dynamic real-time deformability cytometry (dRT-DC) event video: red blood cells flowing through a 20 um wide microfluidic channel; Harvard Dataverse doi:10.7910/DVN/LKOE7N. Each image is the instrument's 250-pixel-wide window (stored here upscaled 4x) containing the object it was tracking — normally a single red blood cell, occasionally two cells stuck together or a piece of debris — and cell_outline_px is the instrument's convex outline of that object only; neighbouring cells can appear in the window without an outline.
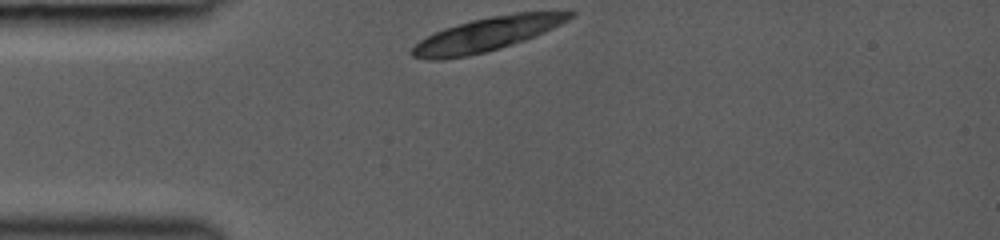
{"species": "common noctule bat (a hibernating species)", "species_latin": "Nyctalus noctula", "temperature_condition": "room temperature", "stored_images_in_passage": 37, "camera_frame_rate_fps": 3000, "um_per_image_px": 0.085, "animal": {"sex": "female", "body_mass_g": 19.0, "forearm_length_mm": 53.3}, "frame": {"image": 1, "passage_image": 1, "time_ms": 0.0, "image_size_px": [1000, 240], "cell_outline_px": [[576, 12], [568, 20], [536, 36], [500, 48], [468, 56], [444, 60], [428, 60], [412, 56], [408, 52], [420, 40], [444, 28], [472, 20], [492, 16], [516, 12]], "centroid_in_image_um": [41.32, 2.93], "position_along_channel_um": 43.7, "area_um2": 30.63}}